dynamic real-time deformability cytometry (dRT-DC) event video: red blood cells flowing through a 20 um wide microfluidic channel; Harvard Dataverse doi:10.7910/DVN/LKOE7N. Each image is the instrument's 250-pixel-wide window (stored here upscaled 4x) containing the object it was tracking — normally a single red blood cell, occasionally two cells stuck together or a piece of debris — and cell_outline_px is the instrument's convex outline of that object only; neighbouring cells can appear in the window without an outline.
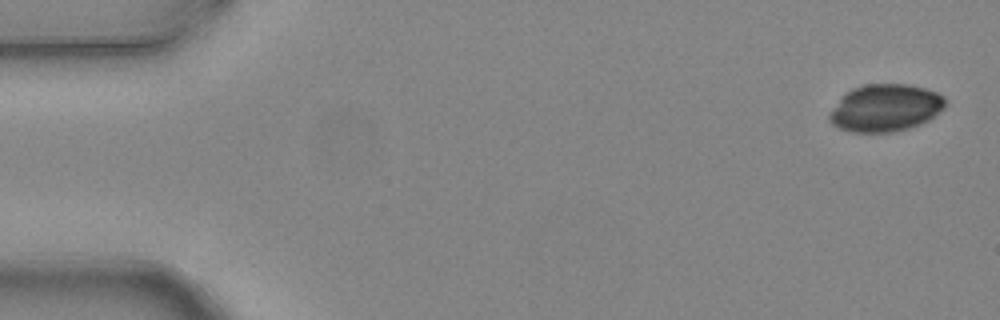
{"species": "common noctule bat (a hibernating species)", "species_latin": "Nyctalus noctula", "temperature_condition": "warm", "stored_images_in_passage": 7, "camera_frame_rate_fps": 3000, "um_per_image_px": 0.085, "animal": {"sex": "female", "body_mass_g": 24.6, "forearm_length_mm": 56.2}, "frame": {"image": 1, "passage_image": 1, "time_ms": 0.0, "image_size_px": [1000, 320], "cell_outline_px": [[948, 100], [944, 108], [928, 120], [920, 124], [908, 128], [892, 132], [848, 132], [832, 124], [828, 120], [828, 112], [852, 88], [864, 84], [908, 84], [924, 88], [936, 92], [944, 96]], "centroid_in_image_um": [75.26, 9.17], "position_along_channel_um": 9.7, "area_um2": 31.96}}